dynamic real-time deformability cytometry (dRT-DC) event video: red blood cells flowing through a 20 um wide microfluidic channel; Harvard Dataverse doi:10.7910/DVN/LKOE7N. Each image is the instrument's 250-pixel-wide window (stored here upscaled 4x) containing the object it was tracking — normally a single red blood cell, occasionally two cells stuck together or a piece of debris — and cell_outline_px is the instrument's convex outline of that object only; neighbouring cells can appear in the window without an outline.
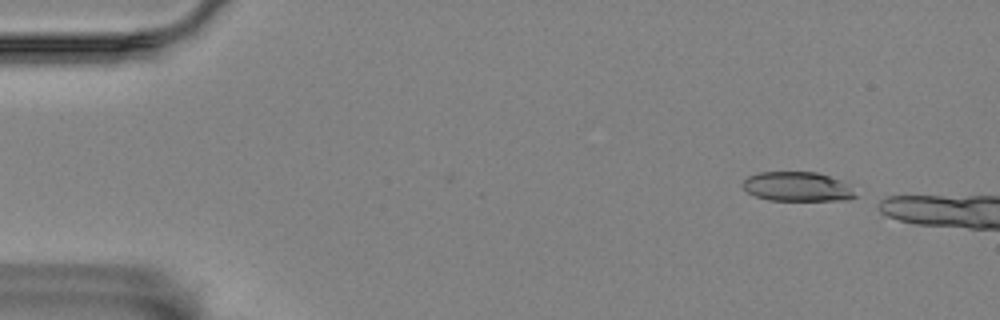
{"species": "Egyptian fruit bat (a non-hibernating species)", "species_latin": "Rousettus aegyptiacus", "temperature_condition": "room temperature", "stored_images_in_passage": 5, "camera_frame_rate_fps": 3000, "um_per_image_px": 0.085, "animal": {"sex": "female"}, "frame": {"image": 1, "passage_image": 1, "time_ms": 0.0, "image_size_px": [1000, 320], "cell_outline_px": [[856, 196], [848, 200], [768, 200], [756, 196], [748, 192], [740, 184], [748, 176], [760, 172], [816, 172], [840, 180], [848, 184]], "centroid_in_image_um": [67.74, 15.86], "position_along_channel_um": 17.3, "area_um2": 19.19}}